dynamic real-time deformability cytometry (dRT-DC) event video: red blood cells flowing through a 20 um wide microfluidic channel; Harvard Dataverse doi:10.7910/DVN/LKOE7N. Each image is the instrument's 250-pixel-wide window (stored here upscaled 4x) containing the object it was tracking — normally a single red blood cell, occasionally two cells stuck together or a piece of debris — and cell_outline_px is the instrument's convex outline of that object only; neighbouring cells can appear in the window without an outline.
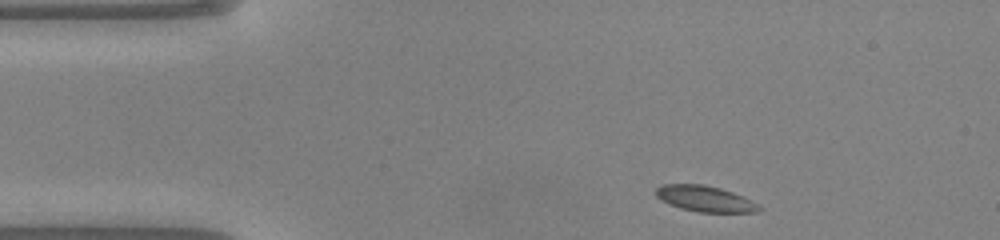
{"species": "common noctule bat (a hibernating species)", "species_latin": "Nyctalus noctula", "temperature_condition": "warm", "stored_images_in_passage": 43, "camera_frame_rate_fps": 3000, "um_per_image_px": 0.085, "animal": {"sex": "male", "body_mass_g": 20.0, "forearm_length_mm": 53.3}, "frame": {"image": 1, "passage_image": 1, "time_ms": 0.0, "image_size_px": [1000, 240], "cell_outline_px": [[764, 208], [756, 212], [700, 212], [680, 208], [668, 204], [660, 200], [656, 196], [656, 188], [660, 184], [704, 184], [720, 188], [744, 196], [760, 204]], "centroid_in_image_um": [59.94, 16.89], "position_along_channel_um": 25.1, "area_um2": 15.78}}
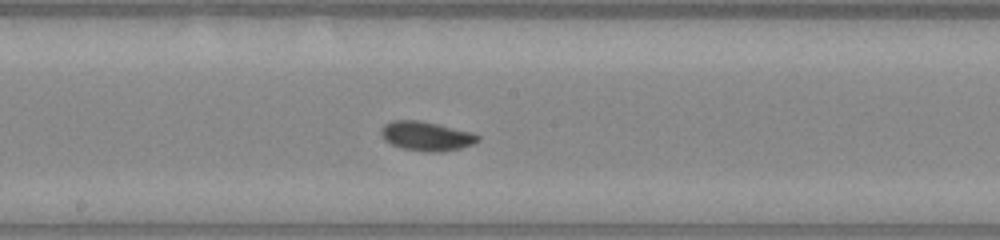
{"frame": {"image": 2, "passage_image": 19, "time_ms": 6.0, "image_size_px": [1000, 240], "cell_outline_px": [[480, 140], [472, 144], [460, 148], [440, 152], [420, 152], [400, 148], [384, 140], [380, 132], [384, 124], [396, 120], [416, 120], [436, 124], [472, 132], [480, 136]], "centroid_in_image_um": [36.23, 11.59], "position_along_channel_um": 212.0, "area_um2": 16.47}}
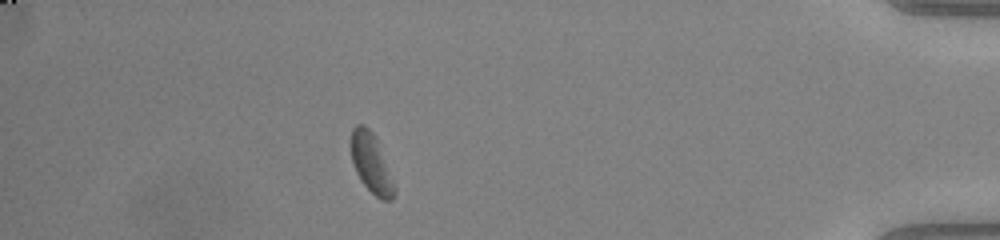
{"frame": {"image": 3, "passage_image": 37, "time_ms": 12.0, "image_size_px": [1000, 240], "cell_outline_px": [[396, 192], [392, 200], [380, 200], [360, 180], [356, 172], [352, 160], [352, 128], [356, 124], [364, 124], [376, 136], [396, 184]], "centroid_in_image_um": [31.61, 13.89], "position_along_channel_um": 403.6, "area_um2": 15.14}, "authors_computed_cell_mechanics": {"area_um2": 15.6638, "velocity_mm_per_s": 4.0672, "shape_relaxation_time_tau1_ms": 3.0044, "shape_relaxation_time_tau2_ms": 2.4243, "deformation_change_tau1": 0.1204, "deformation_change_tau2": 0.0542}}